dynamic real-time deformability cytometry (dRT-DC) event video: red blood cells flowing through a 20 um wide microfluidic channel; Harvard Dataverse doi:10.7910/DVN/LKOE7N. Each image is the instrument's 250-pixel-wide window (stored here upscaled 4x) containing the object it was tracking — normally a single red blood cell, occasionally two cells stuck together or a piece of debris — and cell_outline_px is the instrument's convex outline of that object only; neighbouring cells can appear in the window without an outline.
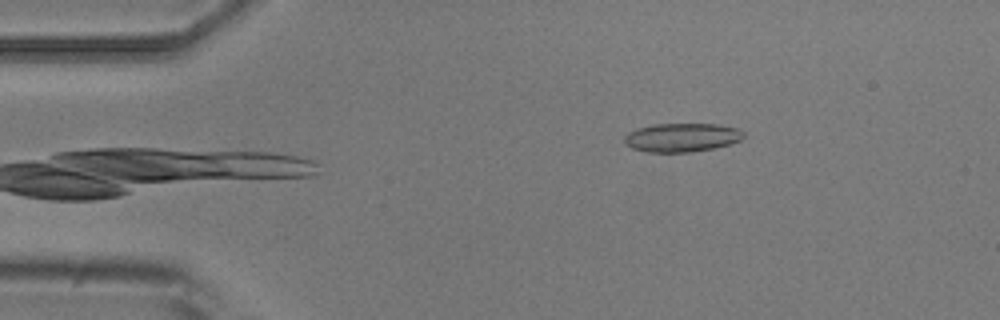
{"species": "common noctule bat (a hibernating species)", "species_latin": "Nyctalus noctula", "temperature_condition": "room temperature", "stored_images_in_passage": 3, "camera_frame_rate_fps": 3000, "um_per_image_px": 0.085, "animal": {"sex": "male", "body_mass_g": 20.5, "forearm_length_mm": 52.5}, "frame": {"image": 1, "passage_image": 3, "time_ms": 2.667, "image_size_px": [1000, 320], "cell_outline_px": [[744, 136], [740, 140], [728, 144], [712, 148], [692, 152], [644, 152], [632, 148], [624, 144], [624, 136], [628, 132], [636, 128], [656, 124], [716, 124], [736, 128], [744, 132]], "centroid_in_image_um": [57.9, 11.69], "position_along_channel_um": 27.1, "area_um2": 19.94}}